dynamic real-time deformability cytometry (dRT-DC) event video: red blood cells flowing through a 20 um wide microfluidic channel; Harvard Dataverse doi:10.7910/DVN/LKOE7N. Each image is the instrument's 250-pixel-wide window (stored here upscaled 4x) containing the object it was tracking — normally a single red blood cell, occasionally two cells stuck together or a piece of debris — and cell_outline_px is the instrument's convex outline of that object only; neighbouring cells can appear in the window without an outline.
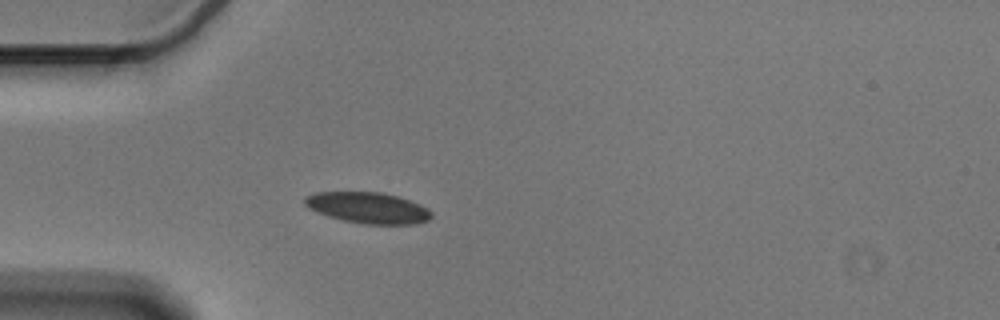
{"species": "Egyptian fruit bat (a non-hibernating species)", "species_latin": "Rousettus aegyptiacus", "temperature_condition": "cold", "stored_images_in_passage": 41, "camera_frame_rate_fps": 3000, "um_per_image_px": 0.085, "animal": {"sex": "male"}, "frame": {"image": 1, "passage_image": 1, "time_ms": 0.0, "image_size_px": [1000, 320], "cell_outline_px": [[432, 216], [428, 220], [416, 224], [364, 224], [344, 220], [328, 216], [316, 212], [308, 208], [304, 204], [304, 200], [308, 196], [316, 192], [380, 192], [396, 196], [420, 204], [428, 208], [432, 212]], "centroid_in_image_um": [31.29, 17.67], "position_along_channel_um": 53.7, "area_um2": 22.83}}
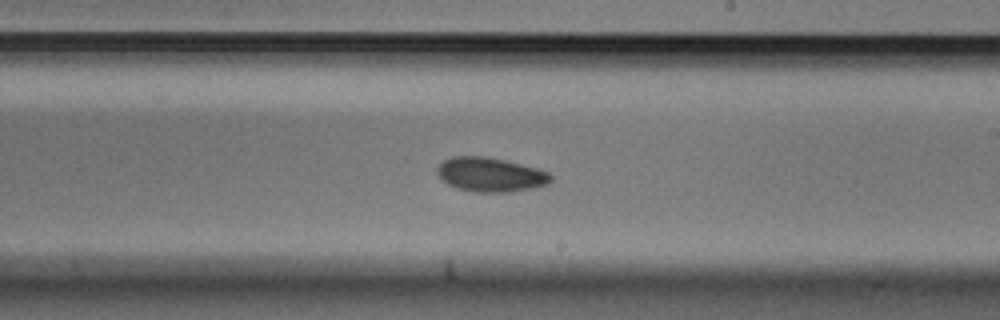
{"frame": {"image": 2, "passage_image": 18, "time_ms": 5.667, "image_size_px": [1000, 320], "cell_outline_px": [[552, 180], [548, 184], [532, 188], [508, 192], [476, 192], [456, 188], [448, 184], [436, 172], [436, 168], [444, 160], [452, 156], [488, 156], [540, 168], [548, 172], [552, 176]], "centroid_in_image_um": [41.71, 14.83], "position_along_channel_um": 247.3, "area_um2": 22.83}}
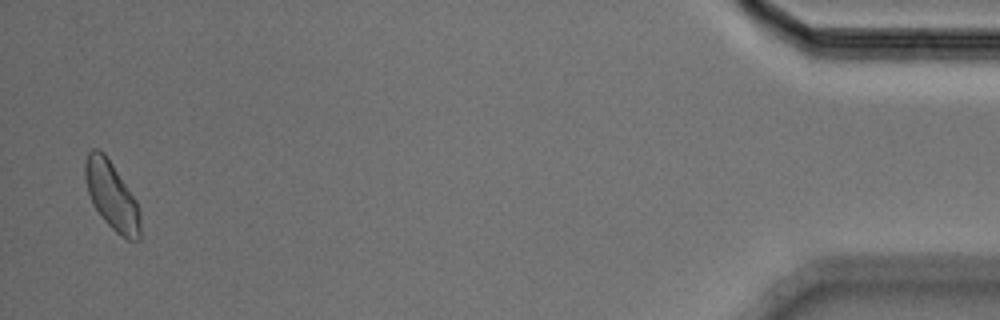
{"frame": {"image": 3, "passage_image": 40, "time_ms": 13.0, "image_size_px": [1000, 320], "cell_outline_px": [[140, 240], [128, 240], [120, 236], [104, 220], [92, 204], [88, 192], [84, 176], [84, 164], [88, 152], [92, 148], [100, 148], [104, 152], [136, 200], [140, 208]], "centroid_in_image_um": [9.49, 16.63], "position_along_channel_um": 425.7, "area_um2": 21.96}, "authors_computed_cell_mechanics": {"area_um2": 21.964, "velocity_mm_per_s": 3.564, "shape_relaxation_time_tau1_ms": 2.9549, "shape_relaxation_time_tau2_ms": 2.9096, "deformation_change_tau1": 0.0746, "deformation_change_tau2": 0.0667}}